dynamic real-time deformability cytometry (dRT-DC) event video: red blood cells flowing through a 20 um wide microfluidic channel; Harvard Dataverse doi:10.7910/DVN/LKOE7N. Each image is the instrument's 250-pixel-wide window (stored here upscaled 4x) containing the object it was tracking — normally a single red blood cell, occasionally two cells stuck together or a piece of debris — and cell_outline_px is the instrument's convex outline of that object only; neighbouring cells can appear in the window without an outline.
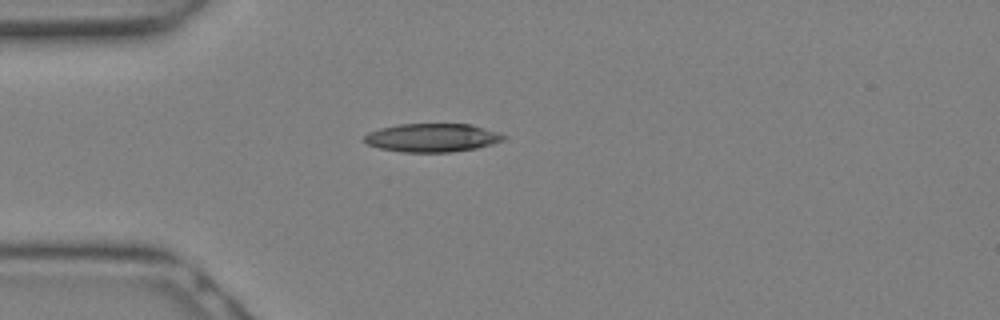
{"species": "Egyptian fruit bat (a non-hibernating species)", "species_latin": "Rousettus aegyptiacus", "temperature_condition": "warm", "stored_images_in_passage": 7, "camera_frame_rate_fps": 3000, "um_per_image_px": 0.085, "animal": {"sex": "female"}, "frame": {"image": 1, "passage_image": 1, "time_ms": 0.0, "image_size_px": [1000, 320], "cell_outline_px": [[508, 136], [504, 140], [492, 144], [476, 148], [452, 152], [400, 152], [380, 148], [368, 144], [360, 140], [368, 132], [380, 128], [400, 124], [472, 124]], "centroid_in_image_um": [36.71, 11.71], "position_along_channel_um": 48.3, "area_um2": 23.18}}
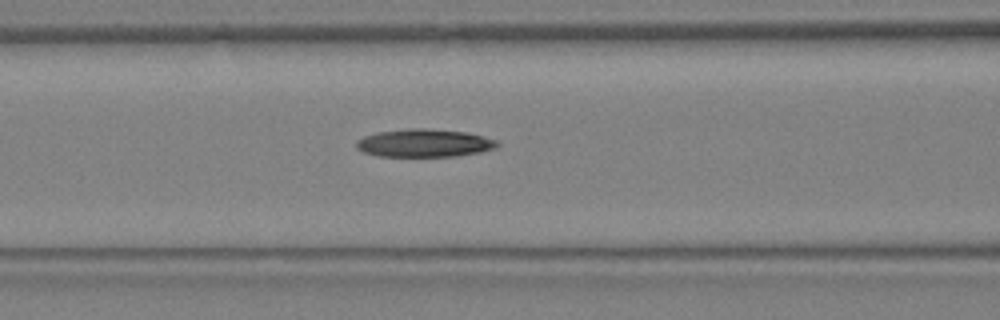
{"frame": {"image": 2, "passage_image": 5, "time_ms": 1.333, "image_size_px": [1000, 320], "cell_outline_px": [[500, 144], [496, 148], [480, 152], [456, 156], [376, 156], [364, 152], [356, 148], [356, 140], [364, 136], [376, 132], [408, 128], [424, 128], [464, 132], [484, 136], [500, 140]], "centroid_in_image_um": [36.07, 12.16], "position_along_channel_um": 130.5, "area_um2": 23.12}}
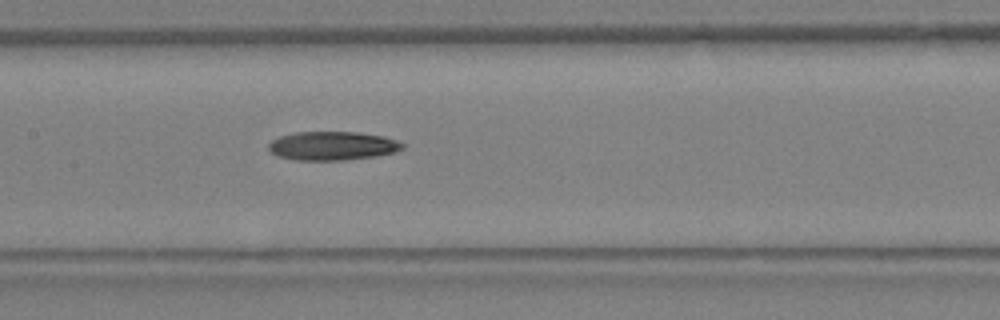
{"frame": {"image": 3, "passage_image": 7, "time_ms": 2.0, "image_size_px": [1000, 320], "cell_outline_px": [[404, 148], [396, 152], [376, 156], [344, 160], [296, 160], [280, 156], [272, 152], [268, 148], [268, 144], [272, 140], [280, 136], [296, 132], [356, 132], [384, 136], [396, 140], [404, 144]], "centroid_in_image_um": [28.28, 12.39], "position_along_channel_um": 179.1, "area_um2": 22.37}}